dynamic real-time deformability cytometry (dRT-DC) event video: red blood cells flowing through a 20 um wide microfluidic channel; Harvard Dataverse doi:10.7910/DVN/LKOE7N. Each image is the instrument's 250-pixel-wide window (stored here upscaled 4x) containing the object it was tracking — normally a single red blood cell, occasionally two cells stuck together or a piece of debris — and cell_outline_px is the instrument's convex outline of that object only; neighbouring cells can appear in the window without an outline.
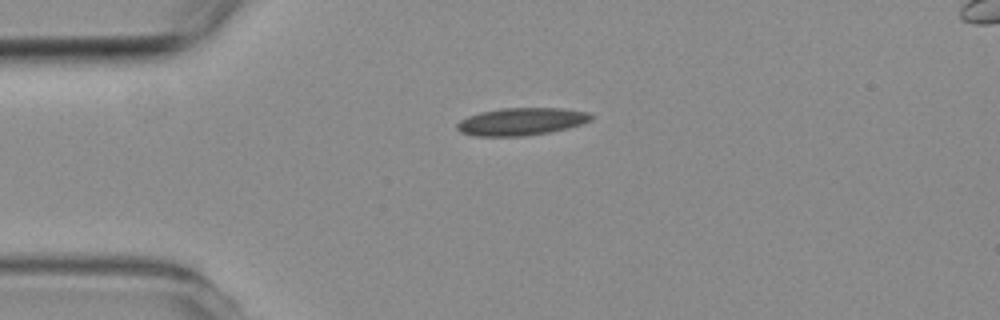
{"species": "common noctule bat (a hibernating species)", "species_latin": "Nyctalus noctula", "temperature_condition": "room temperature", "stored_images_in_passage": 3, "camera_frame_rate_fps": 3000, "um_per_image_px": 0.085, "animal": {"sex": "female", "body_mass_g": 19.3, "forearm_length_mm": 54.1}, "frame": {"image": 1, "passage_image": 1, "time_ms": 0.0, "image_size_px": [1000, 320], "cell_outline_px": [[592, 120], [568, 128], [548, 132], [524, 136], [472, 136], [460, 132], [456, 128], [456, 124], [460, 120], [468, 116], [480, 112], [504, 108], [564, 108], [592, 112]], "centroid_in_image_um": [44.32, 10.33], "position_along_channel_um": 40.7, "area_um2": 21.62}}
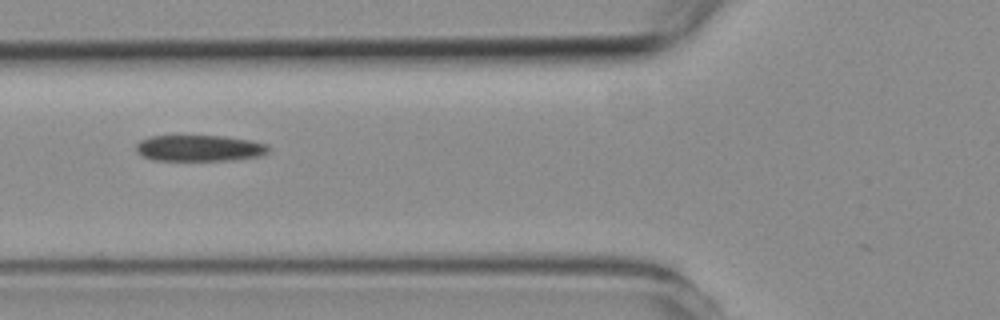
{"frame": {"image": 2, "passage_image": 3, "time_ms": 2.333, "image_size_px": [1000, 320], "cell_outline_px": [[272, 148], [268, 152], [260, 156], [236, 160], [152, 160], [140, 156], [136, 152], [136, 144], [140, 140], [152, 136], [224, 136], [252, 140], [268, 144]], "centroid_in_image_um": [16.98, 12.6], "position_along_channel_um": 108.8, "area_um2": 20.52}}